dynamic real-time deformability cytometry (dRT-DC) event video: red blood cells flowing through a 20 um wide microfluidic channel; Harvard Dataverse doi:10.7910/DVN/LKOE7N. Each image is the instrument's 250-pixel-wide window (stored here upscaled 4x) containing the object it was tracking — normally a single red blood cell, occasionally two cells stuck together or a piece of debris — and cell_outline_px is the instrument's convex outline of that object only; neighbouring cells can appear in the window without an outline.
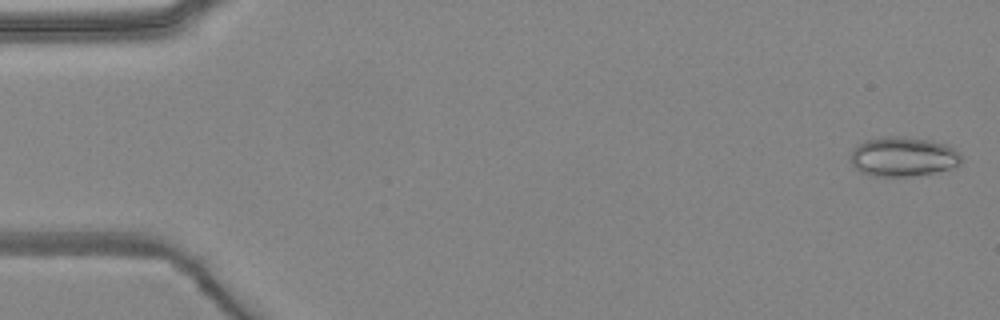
{"species": "common noctule bat (a hibernating species)", "species_latin": "Nyctalus noctula", "temperature_condition": "warm", "stored_images_in_passage": 5, "camera_frame_rate_fps": 3000, "um_per_image_px": 0.085, "animal": {"sex": "female", "body_mass_g": 24.6, "forearm_length_mm": 56.2}, "frame": {"image": 1, "passage_image": 1, "time_ms": 0.0, "image_size_px": [1000, 320], "cell_outline_px": [[960, 164], [952, 168], [912, 176], [872, 176], [860, 172], [852, 164], [852, 148], [864, 140], [880, 136], [904, 136], [932, 140], [944, 144], [960, 152]], "centroid_in_image_um": [76.74, 13.3], "position_along_channel_um": 8.3, "area_um2": 25.61}}